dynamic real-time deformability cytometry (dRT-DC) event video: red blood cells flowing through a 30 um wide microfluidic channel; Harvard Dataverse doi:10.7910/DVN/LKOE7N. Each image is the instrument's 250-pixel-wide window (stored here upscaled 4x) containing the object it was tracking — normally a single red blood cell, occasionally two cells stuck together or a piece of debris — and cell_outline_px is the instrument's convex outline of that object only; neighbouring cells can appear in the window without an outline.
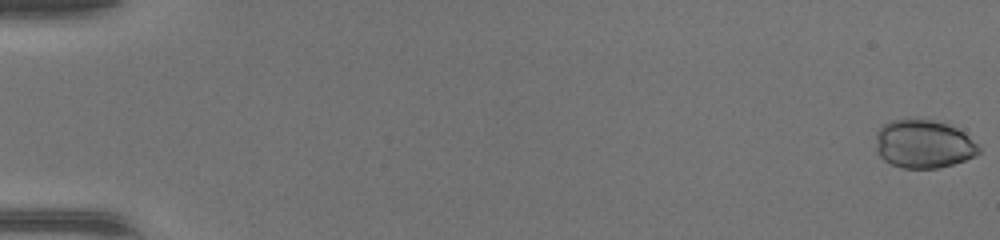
{"species": "common noctule bat (a hibernating species)", "species_latin": "Nyctalus noctula", "temperature_condition": "warm", "stored_images_in_passage": 48, "camera_frame_rate_fps": 3000, "um_per_image_px": 0.085, "animal": {"sex": "female", "body_mass_g": 17.0, "forearm_length_mm": 48.0}, "frame": {"image": 1, "passage_image": 1, "time_ms": 0.0, "image_size_px": [1000, 240], "cell_outline_px": [[980, 152], [976, 156], [952, 164], [936, 168], [900, 168], [884, 160], [876, 152], [876, 132], [884, 124], [892, 120], [908, 116], [920, 116], [956, 128], [964, 132], [980, 148]], "centroid_in_image_um": [78.46, 12.2], "position_along_channel_um": 6.5, "area_um2": 29.48}}
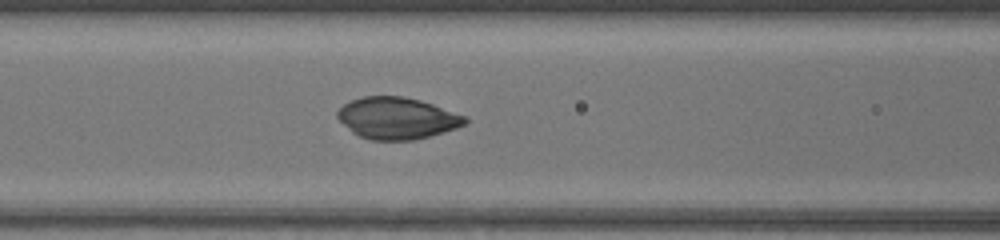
{"frame": {"image": 2, "passage_image": 22, "time_ms": 7.0, "image_size_px": [1000, 240], "cell_outline_px": [[468, 120], [464, 124], [456, 128], [444, 132], [412, 140], [372, 140], [360, 136], [352, 132], [336, 116], [336, 112], [344, 104], [352, 100], [364, 96], [404, 96], [420, 100], [468, 116]], "centroid_in_image_um": [33.76, 10.04], "position_along_channel_um": 132.8, "area_um2": 30.87}}
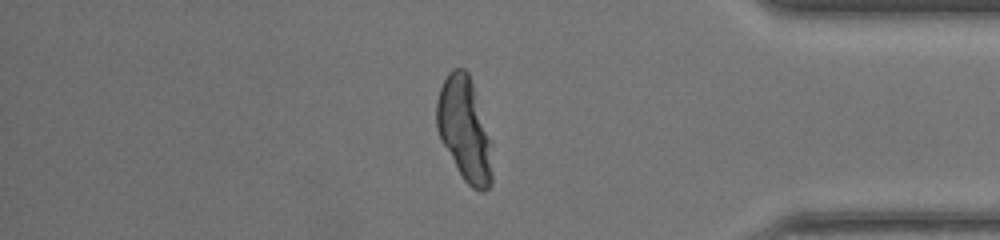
{"frame": {"image": 3, "passage_image": 41, "time_ms": 13.333, "image_size_px": [1000, 240], "cell_outline_px": [[492, 184], [484, 192], [480, 192], [472, 188], [464, 180], [456, 168], [440, 140], [436, 128], [436, 100], [440, 88], [448, 72], [452, 68], [464, 68], [468, 72], [492, 144]], "centroid_in_image_um": [39.47, 11.03], "position_along_channel_um": 395.7, "area_um2": 33.76}}